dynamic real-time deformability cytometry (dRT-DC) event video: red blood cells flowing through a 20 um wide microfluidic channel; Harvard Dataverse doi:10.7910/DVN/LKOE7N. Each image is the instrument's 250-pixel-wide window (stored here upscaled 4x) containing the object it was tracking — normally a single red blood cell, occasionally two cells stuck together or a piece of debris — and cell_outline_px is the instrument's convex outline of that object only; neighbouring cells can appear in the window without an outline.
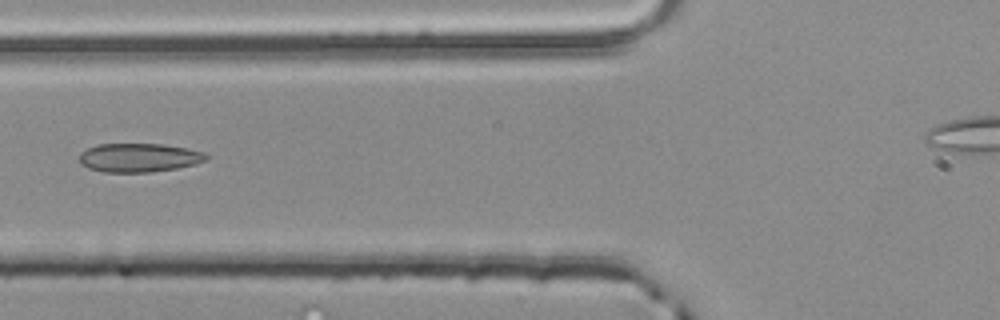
{"species": "common noctule bat (a hibernating species)", "species_latin": "Nyctalus noctula", "temperature_condition": "room temperature", "stored_images_in_passage": 2, "camera_frame_rate_fps": 3000, "um_per_image_px": 0.085, "animal": {"sex": "male", "body_mass_g": 20.4}, "frame": {"image": 1, "passage_image": 2, "time_ms": 0.333, "image_size_px": [1000, 320], "cell_outline_px": [[208, 156], [204, 160], [196, 164], [176, 168], [152, 172], [104, 172], [88, 168], [80, 164], [80, 152], [88, 148], [100, 144], [164, 144], [188, 148], [204, 152]], "centroid_in_image_um": [11.81, 13.4], "position_along_channel_um": 114.0, "area_um2": 21.27}}